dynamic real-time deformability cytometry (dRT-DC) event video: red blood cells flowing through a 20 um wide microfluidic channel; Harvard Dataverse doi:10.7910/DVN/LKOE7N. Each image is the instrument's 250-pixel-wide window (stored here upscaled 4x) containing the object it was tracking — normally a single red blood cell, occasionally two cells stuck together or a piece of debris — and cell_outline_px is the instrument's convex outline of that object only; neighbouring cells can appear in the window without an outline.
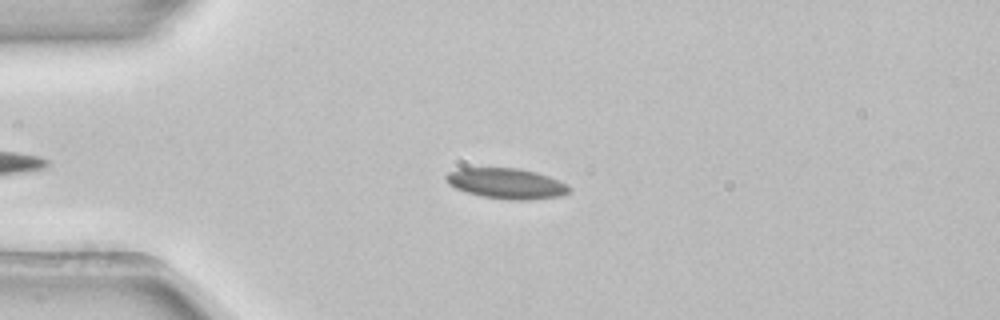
{"species": "common noctule bat (a hibernating species)", "species_latin": "Nyctalus noctula", "temperature_condition": "room temperature", "stored_images_in_passage": 46, "camera_frame_rate_fps": 3000, "um_per_image_px": 0.085, "animal": {"sex": "female", "body_mass_g": 22.7, "forearm_length_mm": 54.2}, "frame": {"image": 1, "passage_image": 11, "time_ms": 3.333, "image_size_px": [1000, 320], "cell_outline_px": [[572, 192], [560, 196], [528, 200], [512, 200], [480, 196], [456, 188], [448, 184], [444, 176], [448, 172], [460, 168], [520, 168], [536, 172], [548, 176], [568, 184], [572, 188]], "centroid_in_image_um": [43.08, 15.6], "position_along_channel_um": 41.9, "area_um2": 22.02}}
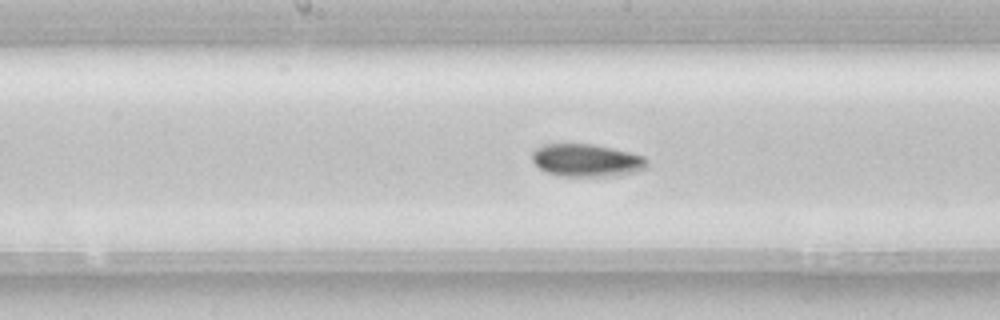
{"frame": {"image": 2, "passage_image": 25, "time_ms": 8.0, "image_size_px": [1000, 320], "cell_outline_px": [[648, 168], [636, 172], [620, 176], [560, 176], [548, 172], [540, 168], [532, 160], [532, 152], [540, 144], [592, 144], [632, 152], [644, 156], [648, 160]], "centroid_in_image_um": [49.92, 13.63], "position_along_channel_um": 198.3, "area_um2": 22.2}}
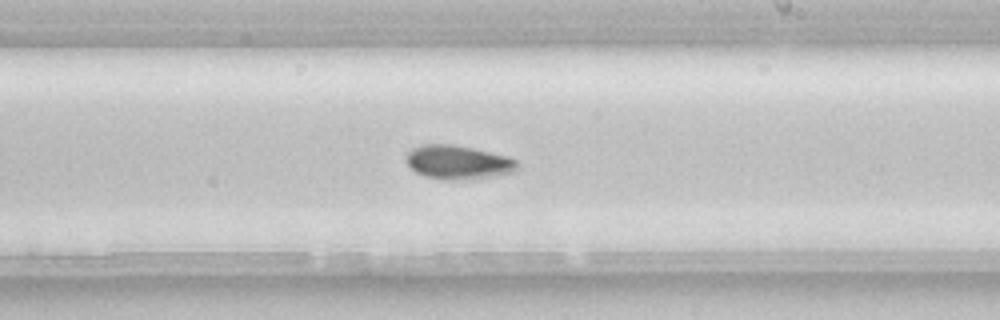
{"frame": {"image": 3, "passage_image": 29, "time_ms": 9.333, "image_size_px": [1000, 320], "cell_outline_px": [[520, 168], [516, 172], [488, 176], [452, 180], [444, 180], [424, 176], [416, 172], [404, 160], [404, 156], [412, 148], [420, 144], [452, 144], [472, 148], [508, 156], [516, 160]], "centroid_in_image_um": [38.91, 13.78], "position_along_channel_um": 250.1, "area_um2": 21.96}, "authors_computed_cell_mechanics": {"area_um2": 21.3282, "velocity_mm_per_s": 3.9001, "shape_relaxation_time_tau1_ms": 7.2454, "shape_relaxation_time_tau2_ms": null, "deformation_change_tau1": 0.115, "deformation_change_tau2": null}}